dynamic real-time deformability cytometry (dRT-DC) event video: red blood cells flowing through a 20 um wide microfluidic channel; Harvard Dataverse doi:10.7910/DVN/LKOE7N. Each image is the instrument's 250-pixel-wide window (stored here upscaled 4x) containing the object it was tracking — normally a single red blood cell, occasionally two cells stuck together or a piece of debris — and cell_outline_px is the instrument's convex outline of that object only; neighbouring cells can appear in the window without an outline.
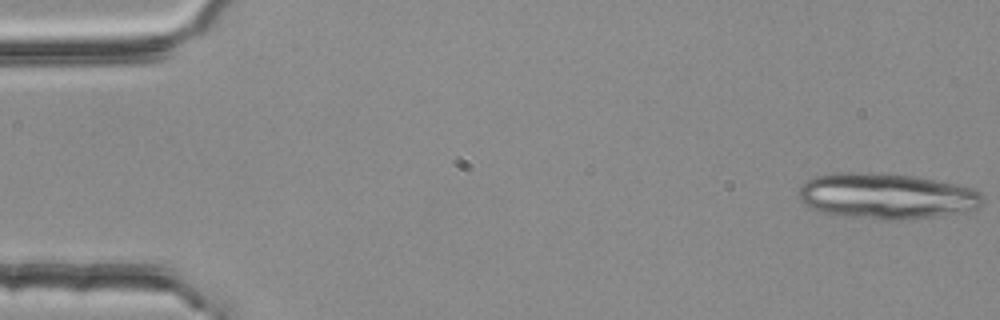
{"species": "common noctule bat (a hibernating species)", "species_latin": "Nyctalus noctula", "temperature_condition": "room temperature", "stored_images_in_passage": 22, "segment_of_instrument_passage": [1, 2], "camera_frame_rate_fps": 3000, "um_per_image_px": 0.085, "animal": {"sex": "female", "body_mass_g": 25.1}, "frame": {"image": 1, "passage_image": 1, "time_ms": 0.0, "image_size_px": [1000, 320], "cell_outline_px": [[984, 204], [980, 208], [964, 212], [936, 216], [904, 220], [880, 220], [848, 216], [824, 212], [812, 208], [804, 204], [800, 200], [800, 188], [808, 180], [816, 176], [832, 172], [872, 172], [912, 176], [936, 180], [972, 188], [980, 192], [984, 196]], "centroid_in_image_um": [75.4, 16.67], "position_along_channel_um": 9.6, "area_um2": 49.19}}